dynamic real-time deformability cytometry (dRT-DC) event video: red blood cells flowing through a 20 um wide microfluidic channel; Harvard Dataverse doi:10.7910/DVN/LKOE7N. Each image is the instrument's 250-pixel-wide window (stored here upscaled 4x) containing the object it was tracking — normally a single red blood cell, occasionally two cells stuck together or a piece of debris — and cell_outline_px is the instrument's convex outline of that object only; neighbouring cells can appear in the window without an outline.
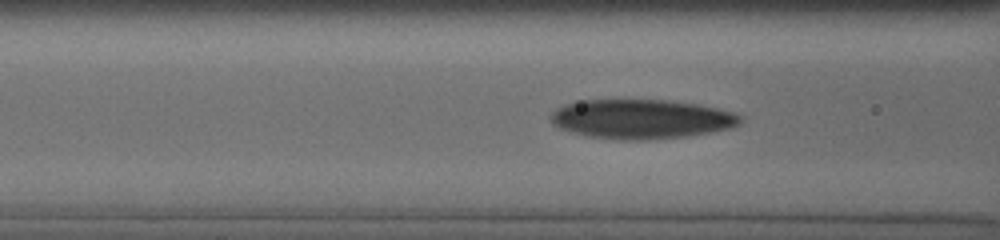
{"species": "human", "species_latin": "Homo sapiens", "temperature_condition": "cold", "stored_images_in_passage": 45, "camera_frame_rate_fps": 3000, "um_per_image_px": 0.085, "donor": {"sex": "male"}, "frame": {"image": 1, "passage_image": 12, "time_ms": 3.333, "image_size_px": [1000, 240], "cell_outline_px": [[744, 116], [740, 124], [732, 128], [688, 136], [648, 140], [620, 140], [588, 136], [572, 132], [560, 128], [552, 120], [552, 112], [556, 108], [564, 104], [584, 100], [668, 100], [696, 104], [716, 108], [732, 112]], "centroid_in_image_um": [54.56, 10.12], "position_along_channel_um": 112.0, "area_um2": 43.47}}
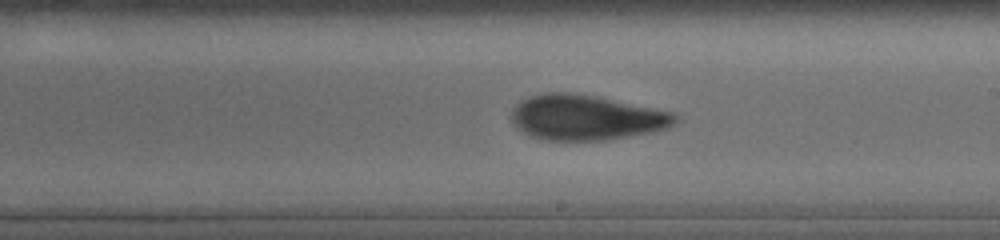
{"frame": {"image": 2, "passage_image": 28, "time_ms": 6.667, "image_size_px": [1000, 240], "cell_outline_px": [[680, 120], [676, 124], [668, 128], [652, 132], [604, 140], [548, 140], [528, 136], [516, 128], [512, 120], [512, 112], [516, 104], [532, 96], [544, 92], [572, 92], [596, 96], [672, 112]], "centroid_in_image_um": [49.82, 9.99], "position_along_channel_um": 239.2, "area_um2": 43.06}}
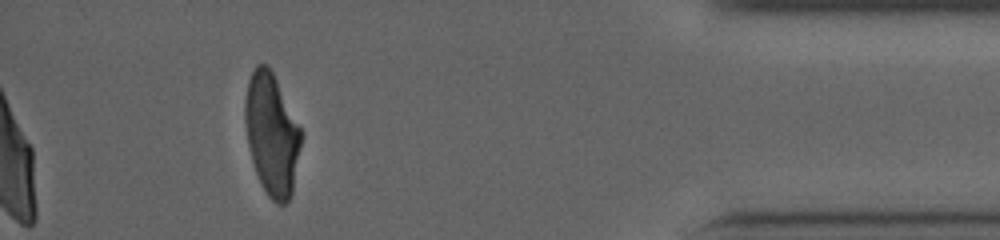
{"frame": {"image": 3, "passage_image": 42, "time_ms": 12.333, "image_size_px": [1000, 240], "cell_outline_px": [[304, 132], [292, 192], [288, 200], [284, 204], [276, 204], [268, 196], [260, 184], [252, 160], [248, 144], [244, 120], [244, 100], [248, 80], [256, 64], [268, 64]], "centroid_in_image_um": [23.11, 11.4], "position_along_channel_um": 412.1, "area_um2": 40.23}, "authors_computed_cell_mechanics": {"area_um2": 43.061, "velocity_mm_per_s": 3.8164, "shape_relaxation_time_tau1_ms": 6.0166, "shape_relaxation_time_tau2_ms": 2.002, "deformation_change_tau1": 0.1881, "deformation_change_tau2": 0.0881}}